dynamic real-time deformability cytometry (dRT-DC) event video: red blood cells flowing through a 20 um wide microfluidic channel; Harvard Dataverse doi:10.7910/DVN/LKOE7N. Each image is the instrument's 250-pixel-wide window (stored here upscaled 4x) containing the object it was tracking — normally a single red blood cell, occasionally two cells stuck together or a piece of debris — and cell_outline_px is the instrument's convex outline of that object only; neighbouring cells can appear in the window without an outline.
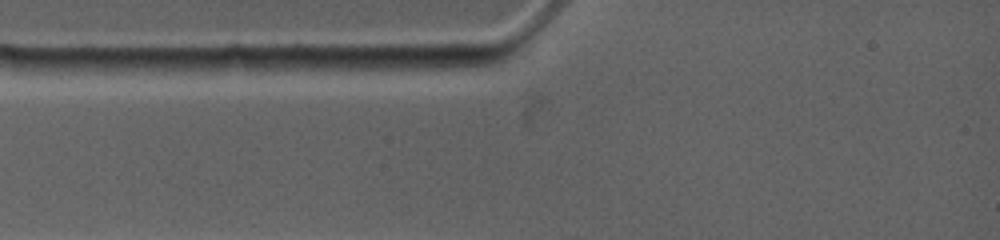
{"species": "common noctule bat (a hibernating species)", "species_latin": "Nyctalus noctula", "temperature_condition": "warm", "stored_images_in_passage": 1, "camera_frame_rate_fps": 4500, "um_per_image_px": 0.085, "animal": {"sex": "female", "body_mass_g": 19.0, "forearm_length_mm": 53.3}, "frame": {"image": 1, "passage_image": 1, "time_ms": 0.0, "image_size_px": [1000, 240], "cell_outline_px": [[500, 60], [492, 64], [452, 72], [368, 76], [332, 68], [332, 56], [500, 56]], "centroid_in_image_um": [34.74, 5.46], "position_along_channel_um": 50.3, "area_um2": 18.9}}